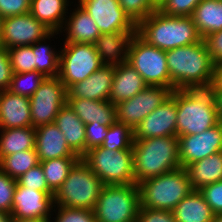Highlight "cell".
<instances>
[{
	"mask_svg": "<svg viewBox=\"0 0 222 222\" xmlns=\"http://www.w3.org/2000/svg\"><path fill=\"white\" fill-rule=\"evenodd\" d=\"M45 78L38 71L13 73L8 90L13 94L30 98Z\"/></svg>",
	"mask_w": 222,
	"mask_h": 222,
	"instance_id": "cell-35",
	"label": "cell"
},
{
	"mask_svg": "<svg viewBox=\"0 0 222 222\" xmlns=\"http://www.w3.org/2000/svg\"><path fill=\"white\" fill-rule=\"evenodd\" d=\"M74 2V0H30L29 12L52 32H60Z\"/></svg>",
	"mask_w": 222,
	"mask_h": 222,
	"instance_id": "cell-26",
	"label": "cell"
},
{
	"mask_svg": "<svg viewBox=\"0 0 222 222\" xmlns=\"http://www.w3.org/2000/svg\"><path fill=\"white\" fill-rule=\"evenodd\" d=\"M35 141L39 161L57 158H80L68 146L63 133L54 123L36 127Z\"/></svg>",
	"mask_w": 222,
	"mask_h": 222,
	"instance_id": "cell-20",
	"label": "cell"
},
{
	"mask_svg": "<svg viewBox=\"0 0 222 222\" xmlns=\"http://www.w3.org/2000/svg\"><path fill=\"white\" fill-rule=\"evenodd\" d=\"M20 186L35 189L38 191H51L46 183V179L41 164L32 167L26 173L16 179Z\"/></svg>",
	"mask_w": 222,
	"mask_h": 222,
	"instance_id": "cell-40",
	"label": "cell"
},
{
	"mask_svg": "<svg viewBox=\"0 0 222 222\" xmlns=\"http://www.w3.org/2000/svg\"><path fill=\"white\" fill-rule=\"evenodd\" d=\"M203 40L214 65L222 63V30L207 35Z\"/></svg>",
	"mask_w": 222,
	"mask_h": 222,
	"instance_id": "cell-46",
	"label": "cell"
},
{
	"mask_svg": "<svg viewBox=\"0 0 222 222\" xmlns=\"http://www.w3.org/2000/svg\"><path fill=\"white\" fill-rule=\"evenodd\" d=\"M213 222H222V213L216 214V215L214 216Z\"/></svg>",
	"mask_w": 222,
	"mask_h": 222,
	"instance_id": "cell-52",
	"label": "cell"
},
{
	"mask_svg": "<svg viewBox=\"0 0 222 222\" xmlns=\"http://www.w3.org/2000/svg\"><path fill=\"white\" fill-rule=\"evenodd\" d=\"M141 207L173 211L194 189L185 168H178L138 184Z\"/></svg>",
	"mask_w": 222,
	"mask_h": 222,
	"instance_id": "cell-5",
	"label": "cell"
},
{
	"mask_svg": "<svg viewBox=\"0 0 222 222\" xmlns=\"http://www.w3.org/2000/svg\"><path fill=\"white\" fill-rule=\"evenodd\" d=\"M73 5L74 8L70 7L60 31V40L70 43L94 44L101 35L98 26L94 19L78 3L76 4V1ZM62 37L64 38L62 39Z\"/></svg>",
	"mask_w": 222,
	"mask_h": 222,
	"instance_id": "cell-19",
	"label": "cell"
},
{
	"mask_svg": "<svg viewBox=\"0 0 222 222\" xmlns=\"http://www.w3.org/2000/svg\"><path fill=\"white\" fill-rule=\"evenodd\" d=\"M170 90L210 88L214 63L205 41L166 51Z\"/></svg>",
	"mask_w": 222,
	"mask_h": 222,
	"instance_id": "cell-1",
	"label": "cell"
},
{
	"mask_svg": "<svg viewBox=\"0 0 222 222\" xmlns=\"http://www.w3.org/2000/svg\"><path fill=\"white\" fill-rule=\"evenodd\" d=\"M211 90H222V63L214 65L213 81Z\"/></svg>",
	"mask_w": 222,
	"mask_h": 222,
	"instance_id": "cell-48",
	"label": "cell"
},
{
	"mask_svg": "<svg viewBox=\"0 0 222 222\" xmlns=\"http://www.w3.org/2000/svg\"><path fill=\"white\" fill-rule=\"evenodd\" d=\"M82 160L104 185L136 184L132 150H109L102 146L89 149Z\"/></svg>",
	"mask_w": 222,
	"mask_h": 222,
	"instance_id": "cell-8",
	"label": "cell"
},
{
	"mask_svg": "<svg viewBox=\"0 0 222 222\" xmlns=\"http://www.w3.org/2000/svg\"><path fill=\"white\" fill-rule=\"evenodd\" d=\"M199 191L215 215L222 213V180L206 185Z\"/></svg>",
	"mask_w": 222,
	"mask_h": 222,
	"instance_id": "cell-42",
	"label": "cell"
},
{
	"mask_svg": "<svg viewBox=\"0 0 222 222\" xmlns=\"http://www.w3.org/2000/svg\"><path fill=\"white\" fill-rule=\"evenodd\" d=\"M30 11V0H0V17L23 15Z\"/></svg>",
	"mask_w": 222,
	"mask_h": 222,
	"instance_id": "cell-44",
	"label": "cell"
},
{
	"mask_svg": "<svg viewBox=\"0 0 222 222\" xmlns=\"http://www.w3.org/2000/svg\"><path fill=\"white\" fill-rule=\"evenodd\" d=\"M191 17L202 39L222 30V1L201 0Z\"/></svg>",
	"mask_w": 222,
	"mask_h": 222,
	"instance_id": "cell-30",
	"label": "cell"
},
{
	"mask_svg": "<svg viewBox=\"0 0 222 222\" xmlns=\"http://www.w3.org/2000/svg\"><path fill=\"white\" fill-rule=\"evenodd\" d=\"M134 131L127 125L116 121L107 130L102 147L109 150H132Z\"/></svg>",
	"mask_w": 222,
	"mask_h": 222,
	"instance_id": "cell-34",
	"label": "cell"
},
{
	"mask_svg": "<svg viewBox=\"0 0 222 222\" xmlns=\"http://www.w3.org/2000/svg\"><path fill=\"white\" fill-rule=\"evenodd\" d=\"M11 222H50V219H34V218H27L21 219L17 217H12Z\"/></svg>",
	"mask_w": 222,
	"mask_h": 222,
	"instance_id": "cell-50",
	"label": "cell"
},
{
	"mask_svg": "<svg viewBox=\"0 0 222 222\" xmlns=\"http://www.w3.org/2000/svg\"><path fill=\"white\" fill-rule=\"evenodd\" d=\"M95 21L101 34L137 31V25L122 9L119 0H76Z\"/></svg>",
	"mask_w": 222,
	"mask_h": 222,
	"instance_id": "cell-14",
	"label": "cell"
},
{
	"mask_svg": "<svg viewBox=\"0 0 222 222\" xmlns=\"http://www.w3.org/2000/svg\"><path fill=\"white\" fill-rule=\"evenodd\" d=\"M104 184L80 158L53 195L54 206L94 211Z\"/></svg>",
	"mask_w": 222,
	"mask_h": 222,
	"instance_id": "cell-6",
	"label": "cell"
},
{
	"mask_svg": "<svg viewBox=\"0 0 222 222\" xmlns=\"http://www.w3.org/2000/svg\"><path fill=\"white\" fill-rule=\"evenodd\" d=\"M179 160L182 168L222 151V121L200 134L179 136Z\"/></svg>",
	"mask_w": 222,
	"mask_h": 222,
	"instance_id": "cell-15",
	"label": "cell"
},
{
	"mask_svg": "<svg viewBox=\"0 0 222 222\" xmlns=\"http://www.w3.org/2000/svg\"><path fill=\"white\" fill-rule=\"evenodd\" d=\"M32 127L30 99L0 91V129Z\"/></svg>",
	"mask_w": 222,
	"mask_h": 222,
	"instance_id": "cell-21",
	"label": "cell"
},
{
	"mask_svg": "<svg viewBox=\"0 0 222 222\" xmlns=\"http://www.w3.org/2000/svg\"><path fill=\"white\" fill-rule=\"evenodd\" d=\"M133 170L135 183L181 167L179 140L176 136L134 139Z\"/></svg>",
	"mask_w": 222,
	"mask_h": 222,
	"instance_id": "cell-4",
	"label": "cell"
},
{
	"mask_svg": "<svg viewBox=\"0 0 222 222\" xmlns=\"http://www.w3.org/2000/svg\"><path fill=\"white\" fill-rule=\"evenodd\" d=\"M79 159L80 158H57L40 161L46 183L53 193L62 185L68 177L70 169Z\"/></svg>",
	"mask_w": 222,
	"mask_h": 222,
	"instance_id": "cell-33",
	"label": "cell"
},
{
	"mask_svg": "<svg viewBox=\"0 0 222 222\" xmlns=\"http://www.w3.org/2000/svg\"><path fill=\"white\" fill-rule=\"evenodd\" d=\"M16 179L11 178L0 169V211L11 213Z\"/></svg>",
	"mask_w": 222,
	"mask_h": 222,
	"instance_id": "cell-41",
	"label": "cell"
},
{
	"mask_svg": "<svg viewBox=\"0 0 222 222\" xmlns=\"http://www.w3.org/2000/svg\"><path fill=\"white\" fill-rule=\"evenodd\" d=\"M7 52L13 73L36 71L32 45L14 46L7 49Z\"/></svg>",
	"mask_w": 222,
	"mask_h": 222,
	"instance_id": "cell-36",
	"label": "cell"
},
{
	"mask_svg": "<svg viewBox=\"0 0 222 222\" xmlns=\"http://www.w3.org/2000/svg\"><path fill=\"white\" fill-rule=\"evenodd\" d=\"M67 103L85 125L92 122L111 125L117 121L116 105L110 101L67 99Z\"/></svg>",
	"mask_w": 222,
	"mask_h": 222,
	"instance_id": "cell-25",
	"label": "cell"
},
{
	"mask_svg": "<svg viewBox=\"0 0 222 222\" xmlns=\"http://www.w3.org/2000/svg\"><path fill=\"white\" fill-rule=\"evenodd\" d=\"M114 65H103L85 80L71 85L67 89V99H90L109 101Z\"/></svg>",
	"mask_w": 222,
	"mask_h": 222,
	"instance_id": "cell-18",
	"label": "cell"
},
{
	"mask_svg": "<svg viewBox=\"0 0 222 222\" xmlns=\"http://www.w3.org/2000/svg\"><path fill=\"white\" fill-rule=\"evenodd\" d=\"M147 86L143 77L126 61L115 66L109 101L117 105L132 98Z\"/></svg>",
	"mask_w": 222,
	"mask_h": 222,
	"instance_id": "cell-23",
	"label": "cell"
},
{
	"mask_svg": "<svg viewBox=\"0 0 222 222\" xmlns=\"http://www.w3.org/2000/svg\"><path fill=\"white\" fill-rule=\"evenodd\" d=\"M54 124L63 133L68 146L81 158L86 153L85 124L68 103L60 109Z\"/></svg>",
	"mask_w": 222,
	"mask_h": 222,
	"instance_id": "cell-24",
	"label": "cell"
},
{
	"mask_svg": "<svg viewBox=\"0 0 222 222\" xmlns=\"http://www.w3.org/2000/svg\"><path fill=\"white\" fill-rule=\"evenodd\" d=\"M12 75L13 71L7 49L0 46V91L8 90Z\"/></svg>",
	"mask_w": 222,
	"mask_h": 222,
	"instance_id": "cell-47",
	"label": "cell"
},
{
	"mask_svg": "<svg viewBox=\"0 0 222 222\" xmlns=\"http://www.w3.org/2000/svg\"><path fill=\"white\" fill-rule=\"evenodd\" d=\"M189 181L194 190L222 180V151L214 153L186 168Z\"/></svg>",
	"mask_w": 222,
	"mask_h": 222,
	"instance_id": "cell-28",
	"label": "cell"
},
{
	"mask_svg": "<svg viewBox=\"0 0 222 222\" xmlns=\"http://www.w3.org/2000/svg\"><path fill=\"white\" fill-rule=\"evenodd\" d=\"M170 95L177 104V137L200 134L220 122L210 88L173 90Z\"/></svg>",
	"mask_w": 222,
	"mask_h": 222,
	"instance_id": "cell-3",
	"label": "cell"
},
{
	"mask_svg": "<svg viewBox=\"0 0 222 222\" xmlns=\"http://www.w3.org/2000/svg\"><path fill=\"white\" fill-rule=\"evenodd\" d=\"M50 222H96V219L92 210L55 206Z\"/></svg>",
	"mask_w": 222,
	"mask_h": 222,
	"instance_id": "cell-38",
	"label": "cell"
},
{
	"mask_svg": "<svg viewBox=\"0 0 222 222\" xmlns=\"http://www.w3.org/2000/svg\"><path fill=\"white\" fill-rule=\"evenodd\" d=\"M136 222H176L173 211L140 207Z\"/></svg>",
	"mask_w": 222,
	"mask_h": 222,
	"instance_id": "cell-45",
	"label": "cell"
},
{
	"mask_svg": "<svg viewBox=\"0 0 222 222\" xmlns=\"http://www.w3.org/2000/svg\"><path fill=\"white\" fill-rule=\"evenodd\" d=\"M119 3L136 25L158 9L155 0H119Z\"/></svg>",
	"mask_w": 222,
	"mask_h": 222,
	"instance_id": "cell-37",
	"label": "cell"
},
{
	"mask_svg": "<svg viewBox=\"0 0 222 222\" xmlns=\"http://www.w3.org/2000/svg\"><path fill=\"white\" fill-rule=\"evenodd\" d=\"M216 102L217 113L222 121V90H212Z\"/></svg>",
	"mask_w": 222,
	"mask_h": 222,
	"instance_id": "cell-49",
	"label": "cell"
},
{
	"mask_svg": "<svg viewBox=\"0 0 222 222\" xmlns=\"http://www.w3.org/2000/svg\"><path fill=\"white\" fill-rule=\"evenodd\" d=\"M64 43V44H63ZM61 42L59 74L68 89L97 71L103 64L94 44Z\"/></svg>",
	"mask_w": 222,
	"mask_h": 222,
	"instance_id": "cell-10",
	"label": "cell"
},
{
	"mask_svg": "<svg viewBox=\"0 0 222 222\" xmlns=\"http://www.w3.org/2000/svg\"><path fill=\"white\" fill-rule=\"evenodd\" d=\"M137 31L101 34L94 46L103 65H119L127 61L128 48Z\"/></svg>",
	"mask_w": 222,
	"mask_h": 222,
	"instance_id": "cell-22",
	"label": "cell"
},
{
	"mask_svg": "<svg viewBox=\"0 0 222 222\" xmlns=\"http://www.w3.org/2000/svg\"><path fill=\"white\" fill-rule=\"evenodd\" d=\"M170 94L171 90L167 87L148 85L132 98L116 105L117 121L134 131L139 123L159 107Z\"/></svg>",
	"mask_w": 222,
	"mask_h": 222,
	"instance_id": "cell-12",
	"label": "cell"
},
{
	"mask_svg": "<svg viewBox=\"0 0 222 222\" xmlns=\"http://www.w3.org/2000/svg\"><path fill=\"white\" fill-rule=\"evenodd\" d=\"M58 35L60 38V32H51L44 39L32 45L33 54L35 55V70L45 77H58L59 74L61 47L57 48L56 46L60 45H56L57 41L55 43V39L58 38ZM51 41H54L55 45H53Z\"/></svg>",
	"mask_w": 222,
	"mask_h": 222,
	"instance_id": "cell-27",
	"label": "cell"
},
{
	"mask_svg": "<svg viewBox=\"0 0 222 222\" xmlns=\"http://www.w3.org/2000/svg\"><path fill=\"white\" fill-rule=\"evenodd\" d=\"M141 207L137 184L104 185L94 208L96 222H136Z\"/></svg>",
	"mask_w": 222,
	"mask_h": 222,
	"instance_id": "cell-7",
	"label": "cell"
},
{
	"mask_svg": "<svg viewBox=\"0 0 222 222\" xmlns=\"http://www.w3.org/2000/svg\"><path fill=\"white\" fill-rule=\"evenodd\" d=\"M110 125H100L98 122H92L85 125L86 130V152L94 147L101 146L107 135Z\"/></svg>",
	"mask_w": 222,
	"mask_h": 222,
	"instance_id": "cell-43",
	"label": "cell"
},
{
	"mask_svg": "<svg viewBox=\"0 0 222 222\" xmlns=\"http://www.w3.org/2000/svg\"><path fill=\"white\" fill-rule=\"evenodd\" d=\"M2 21H3V19L0 17V38H1Z\"/></svg>",
	"mask_w": 222,
	"mask_h": 222,
	"instance_id": "cell-53",
	"label": "cell"
},
{
	"mask_svg": "<svg viewBox=\"0 0 222 222\" xmlns=\"http://www.w3.org/2000/svg\"><path fill=\"white\" fill-rule=\"evenodd\" d=\"M137 34L165 51L202 40L191 16H169L158 9L137 25Z\"/></svg>",
	"mask_w": 222,
	"mask_h": 222,
	"instance_id": "cell-2",
	"label": "cell"
},
{
	"mask_svg": "<svg viewBox=\"0 0 222 222\" xmlns=\"http://www.w3.org/2000/svg\"><path fill=\"white\" fill-rule=\"evenodd\" d=\"M201 0H161L158 10L169 16H192Z\"/></svg>",
	"mask_w": 222,
	"mask_h": 222,
	"instance_id": "cell-39",
	"label": "cell"
},
{
	"mask_svg": "<svg viewBox=\"0 0 222 222\" xmlns=\"http://www.w3.org/2000/svg\"><path fill=\"white\" fill-rule=\"evenodd\" d=\"M67 88L59 77H46L29 98L32 127L54 123L60 109L67 103Z\"/></svg>",
	"mask_w": 222,
	"mask_h": 222,
	"instance_id": "cell-11",
	"label": "cell"
},
{
	"mask_svg": "<svg viewBox=\"0 0 222 222\" xmlns=\"http://www.w3.org/2000/svg\"><path fill=\"white\" fill-rule=\"evenodd\" d=\"M12 216L9 213L0 211V222H11Z\"/></svg>",
	"mask_w": 222,
	"mask_h": 222,
	"instance_id": "cell-51",
	"label": "cell"
},
{
	"mask_svg": "<svg viewBox=\"0 0 222 222\" xmlns=\"http://www.w3.org/2000/svg\"><path fill=\"white\" fill-rule=\"evenodd\" d=\"M127 62L143 77L147 85L170 89L166 51L149 45L137 33L130 41Z\"/></svg>",
	"mask_w": 222,
	"mask_h": 222,
	"instance_id": "cell-9",
	"label": "cell"
},
{
	"mask_svg": "<svg viewBox=\"0 0 222 222\" xmlns=\"http://www.w3.org/2000/svg\"><path fill=\"white\" fill-rule=\"evenodd\" d=\"M165 136L177 137V104L171 95L134 130V139Z\"/></svg>",
	"mask_w": 222,
	"mask_h": 222,
	"instance_id": "cell-17",
	"label": "cell"
},
{
	"mask_svg": "<svg viewBox=\"0 0 222 222\" xmlns=\"http://www.w3.org/2000/svg\"><path fill=\"white\" fill-rule=\"evenodd\" d=\"M35 128L0 129V160L17 152L35 149Z\"/></svg>",
	"mask_w": 222,
	"mask_h": 222,
	"instance_id": "cell-31",
	"label": "cell"
},
{
	"mask_svg": "<svg viewBox=\"0 0 222 222\" xmlns=\"http://www.w3.org/2000/svg\"><path fill=\"white\" fill-rule=\"evenodd\" d=\"M51 32L30 12L6 17L2 21L0 46L9 49L14 46L33 45Z\"/></svg>",
	"mask_w": 222,
	"mask_h": 222,
	"instance_id": "cell-13",
	"label": "cell"
},
{
	"mask_svg": "<svg viewBox=\"0 0 222 222\" xmlns=\"http://www.w3.org/2000/svg\"><path fill=\"white\" fill-rule=\"evenodd\" d=\"M39 163L36 149H29L3 157L0 160V169L11 178L18 179Z\"/></svg>",
	"mask_w": 222,
	"mask_h": 222,
	"instance_id": "cell-32",
	"label": "cell"
},
{
	"mask_svg": "<svg viewBox=\"0 0 222 222\" xmlns=\"http://www.w3.org/2000/svg\"><path fill=\"white\" fill-rule=\"evenodd\" d=\"M176 222H213L214 212L199 190H193L174 208Z\"/></svg>",
	"mask_w": 222,
	"mask_h": 222,
	"instance_id": "cell-29",
	"label": "cell"
},
{
	"mask_svg": "<svg viewBox=\"0 0 222 222\" xmlns=\"http://www.w3.org/2000/svg\"><path fill=\"white\" fill-rule=\"evenodd\" d=\"M54 193L38 191L16 183L10 215L21 219H50L54 210Z\"/></svg>",
	"mask_w": 222,
	"mask_h": 222,
	"instance_id": "cell-16",
	"label": "cell"
}]
</instances>
